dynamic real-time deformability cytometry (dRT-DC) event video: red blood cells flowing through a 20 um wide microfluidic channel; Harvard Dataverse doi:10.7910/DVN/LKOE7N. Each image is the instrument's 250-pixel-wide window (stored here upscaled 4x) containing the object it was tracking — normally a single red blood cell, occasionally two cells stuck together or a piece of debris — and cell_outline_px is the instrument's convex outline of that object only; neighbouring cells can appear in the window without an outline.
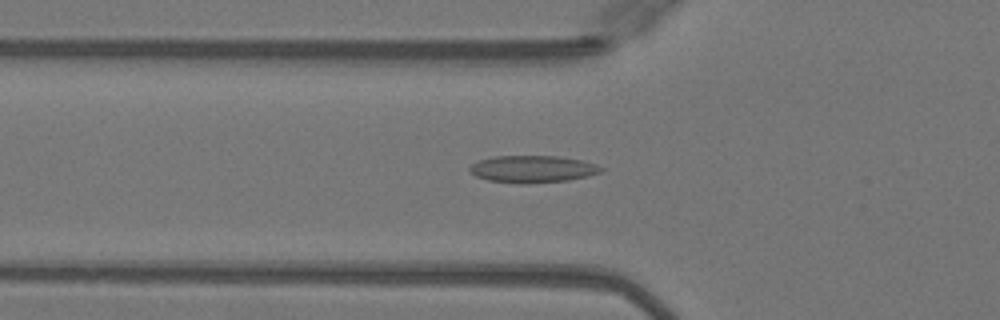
{"species": "Egyptian fruit bat (a non-hibernating species)", "species_latin": "Rousettus aegyptiacus", "temperature_condition": "warm", "stored_images_in_passage": 49, "camera_frame_rate_fps": 3000, "um_per_image_px": 0.085, "animal": {"sex": "female"}, "frame": {"image": 1, "passage_image": 17, "time_ms": 5.333, "image_size_px": [1000, 320], "cell_outline_px": [[604, 168], [600, 172], [588, 176], [568, 180], [528, 184], [524, 184], [488, 180], [476, 176], [468, 172], [468, 168], [472, 164], [480, 160], [496, 156], [556, 156], [580, 160], [596, 164]], "centroid_in_image_um": [45.25, 14.37], "position_along_channel_um": 80.6, "area_um2": 20.69}}
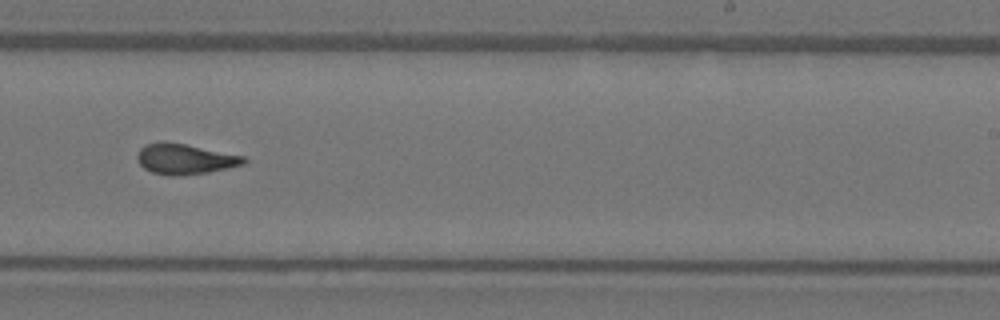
{"frame": {"image": 2, "passage_image": 31, "time_ms": 10.0, "image_size_px": [1000, 320], "cell_outline_px": [[248, 160], [244, 164], [228, 168], [208, 172], [176, 176], [168, 176], [152, 172], [144, 168], [136, 160], [136, 156], [140, 148], [144, 144], [164, 140], [244, 156]], "centroid_in_image_um": [15.67, 13.51], "position_along_channel_um": 273.3, "area_um2": 19.02}}
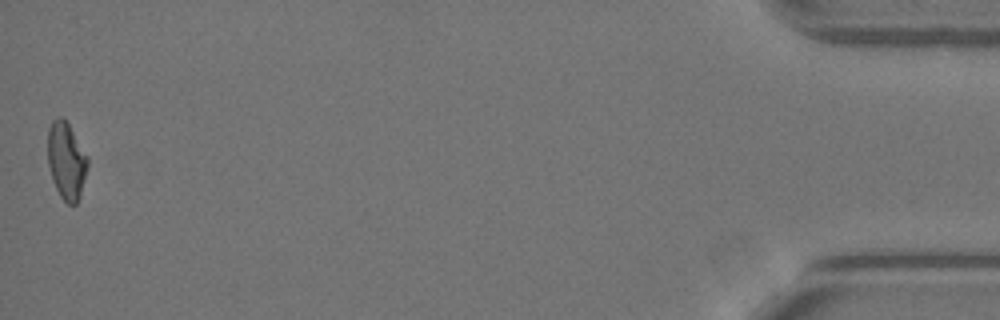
{"frame": {"image": 3, "passage_image": 49, "time_ms": 16.0, "image_size_px": [1000, 320], "cell_outline_px": [[88, 164], [80, 196], [76, 204], [68, 204], [60, 196], [52, 180], [48, 164], [48, 128], [52, 120], [56, 116], [60, 116], [68, 124], [88, 156]], "centroid_in_image_um": [5.63, 13.65], "position_along_channel_um": 429.6, "area_um2": 17.86}, "authors_computed_cell_mechanics": {"area_um2": 18.9006, "velocity_mm_per_s": 4.1201, "shape_relaxation_time_tau1_ms": null, "shape_relaxation_time_tau2_ms": 1.4949, "deformation_change_tau1": null, "deformation_change_tau2": 0.0995}}